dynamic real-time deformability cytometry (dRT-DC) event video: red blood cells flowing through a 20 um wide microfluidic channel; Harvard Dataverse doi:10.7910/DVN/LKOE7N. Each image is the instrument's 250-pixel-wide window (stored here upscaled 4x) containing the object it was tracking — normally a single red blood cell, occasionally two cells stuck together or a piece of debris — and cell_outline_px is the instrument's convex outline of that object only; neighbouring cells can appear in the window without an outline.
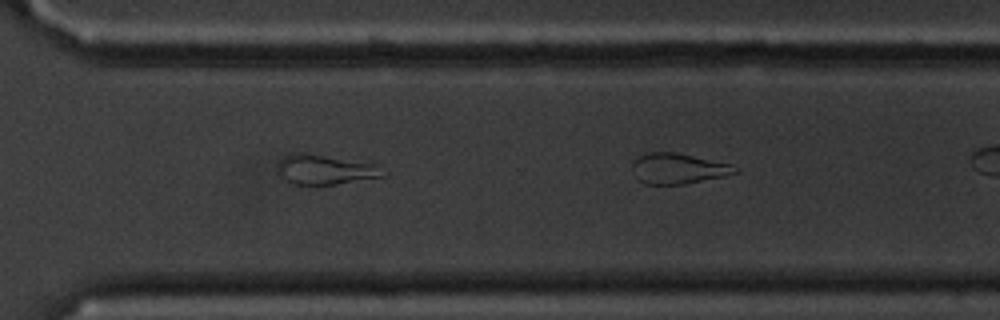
{"species": "common noctule bat (a hibernating species)", "species_latin": "Nyctalus noctula", "temperature_condition": "cold", "stored_images_in_passage": 25, "camera_frame_rate_fps": 3000, "um_per_image_px": 0.085, "animal": {"sex": "male", "body_mass_g": 20.1, "forearm_length_mm": 53.5}, "frame": {"image": 1, "passage_image": 25, "time_ms": 8.0, "image_size_px": [1000, 320], "cell_outline_px": [[740, 172], [724, 176], [684, 184], [644, 184], [632, 172], [632, 160], [636, 156], [648, 152], [676, 152], [728, 164], [740, 168]], "centroid_in_image_um": [57.6, 14.32], "position_along_channel_um": 313.0, "area_um2": 18.32}}